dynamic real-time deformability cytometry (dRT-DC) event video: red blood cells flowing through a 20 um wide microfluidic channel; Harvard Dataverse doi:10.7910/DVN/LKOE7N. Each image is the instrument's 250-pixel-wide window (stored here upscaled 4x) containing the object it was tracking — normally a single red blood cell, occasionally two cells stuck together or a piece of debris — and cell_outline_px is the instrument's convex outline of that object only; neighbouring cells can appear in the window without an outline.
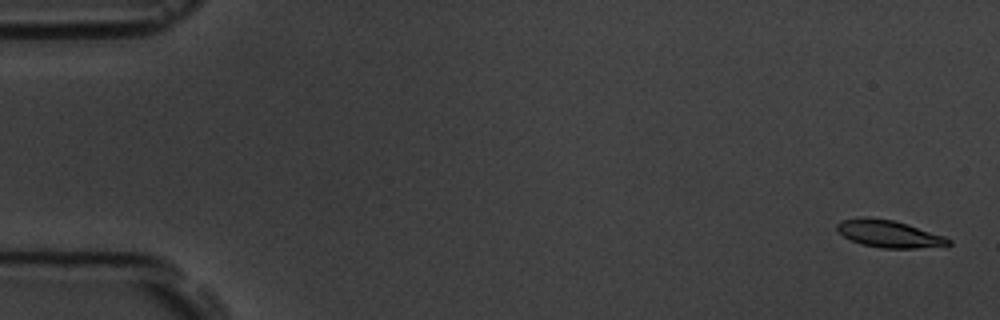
{"species": "common noctule bat (a hibernating species)", "species_latin": "Nyctalus noctula", "temperature_condition": "room temperature", "stored_images_in_passage": 7, "camera_frame_rate_fps": 3000, "um_per_image_px": 0.085, "animal": {"sex": "male", "body_mass_g": 19.5, "forearm_length_mm": 54.6}, "frame": {"image": 1, "passage_image": 1, "time_ms": 0.0, "image_size_px": [1000, 320], "cell_outline_px": [[952, 244], [916, 248], [880, 248], [860, 244], [844, 236], [836, 228], [836, 224], [840, 220], [860, 216], [892, 220], [908, 224], [944, 236], [952, 240]], "centroid_in_image_um": [75.53, 19.86], "position_along_channel_um": 9.5, "area_um2": 17.63}}
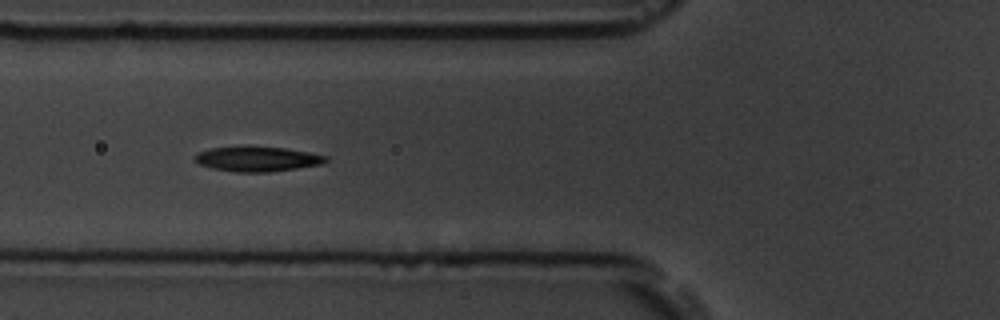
{"frame": {"image": 2, "passage_image": 6, "time_ms": 6.667, "image_size_px": [1000, 320], "cell_outline_px": [[328, 160], [320, 164], [296, 168], [268, 172], [236, 172], [212, 168], [196, 164], [192, 160], [192, 156], [196, 152], [212, 148], [284, 148], [308, 152], [328, 156]], "centroid_in_image_um": [21.79, 13.54], "position_along_channel_um": 104.0, "area_um2": 18.61}}
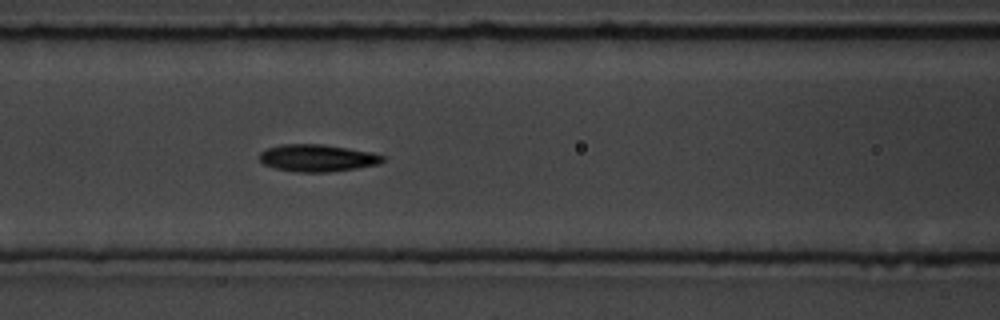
{"frame": {"image": 3, "passage_image": 7, "time_ms": 7.667, "image_size_px": [1000, 320], "cell_outline_px": [[384, 160], [376, 164], [356, 168], [328, 172], [296, 172], [276, 168], [264, 164], [260, 160], [260, 152], [268, 148], [280, 144], [324, 144], [372, 152], [384, 156]], "centroid_in_image_um": [26.96, 13.42], "position_along_channel_um": 139.6, "area_um2": 19.36}}